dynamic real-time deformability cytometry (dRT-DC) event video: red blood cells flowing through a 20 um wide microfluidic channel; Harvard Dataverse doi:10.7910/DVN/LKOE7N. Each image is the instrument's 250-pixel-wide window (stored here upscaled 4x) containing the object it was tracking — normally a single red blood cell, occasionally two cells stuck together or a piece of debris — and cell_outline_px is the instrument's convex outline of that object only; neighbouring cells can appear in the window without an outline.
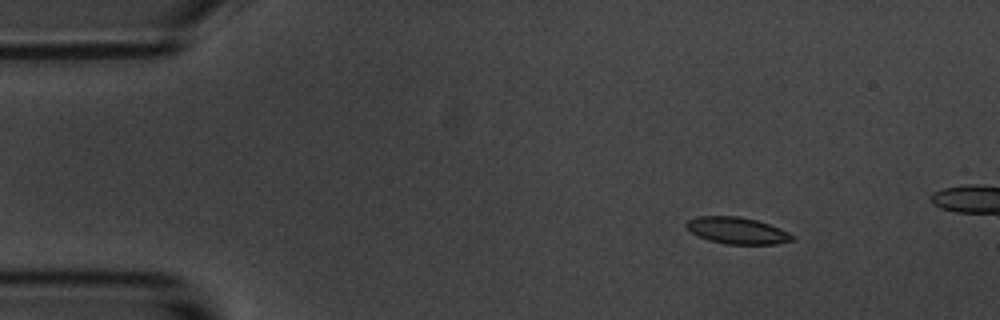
{"species": "common noctule bat (a hibernating species)", "species_latin": "Nyctalus noctula", "temperature_condition": "room temperature", "stored_images_in_passage": 6, "camera_frame_rate_fps": 3000, "um_per_image_px": 0.085, "animal": {"sex": "male", "body_mass_g": 20.1, "forearm_length_mm": 53.5}, "frame": {"image": 1, "passage_image": 3, "time_ms": 2.333, "image_size_px": [1000, 320], "cell_outline_px": [[796, 240], [776, 244], [724, 244], [708, 240], [692, 232], [684, 224], [688, 220], [700, 216], [740, 216], [756, 220], [780, 228], [796, 236]], "centroid_in_image_um": [62.7, 19.6], "position_along_channel_um": 22.3, "area_um2": 16.47}}